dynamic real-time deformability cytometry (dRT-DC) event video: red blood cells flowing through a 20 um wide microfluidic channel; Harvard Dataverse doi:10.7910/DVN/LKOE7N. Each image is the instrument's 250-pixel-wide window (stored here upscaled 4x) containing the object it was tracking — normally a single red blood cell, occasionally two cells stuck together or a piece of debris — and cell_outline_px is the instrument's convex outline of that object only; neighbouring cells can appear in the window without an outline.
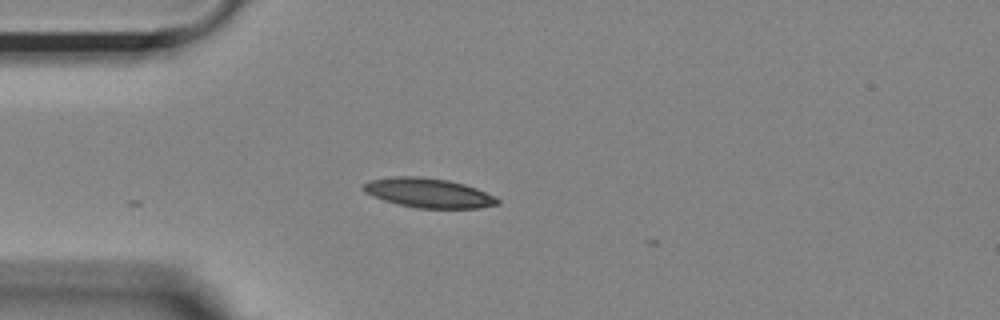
{"species": "Egyptian fruit bat (a non-hibernating species)", "species_latin": "Rousettus aegyptiacus", "temperature_condition": "room temperature", "stored_images_in_passage": 3, "camera_frame_rate_fps": 3000, "um_per_image_px": 0.085, "animal": {"sex": "female"}, "frame": {"image": 1, "passage_image": 1, "time_ms": 0.0, "image_size_px": [1000, 320], "cell_outline_px": [[500, 204], [480, 208], [416, 208], [384, 200], [364, 192], [360, 188], [364, 184], [372, 180], [396, 176], [420, 176], [448, 180], [464, 184], [476, 188], [496, 196], [500, 200]], "centroid_in_image_um": [36.46, 16.4], "position_along_channel_um": 48.5, "area_um2": 23.0}}